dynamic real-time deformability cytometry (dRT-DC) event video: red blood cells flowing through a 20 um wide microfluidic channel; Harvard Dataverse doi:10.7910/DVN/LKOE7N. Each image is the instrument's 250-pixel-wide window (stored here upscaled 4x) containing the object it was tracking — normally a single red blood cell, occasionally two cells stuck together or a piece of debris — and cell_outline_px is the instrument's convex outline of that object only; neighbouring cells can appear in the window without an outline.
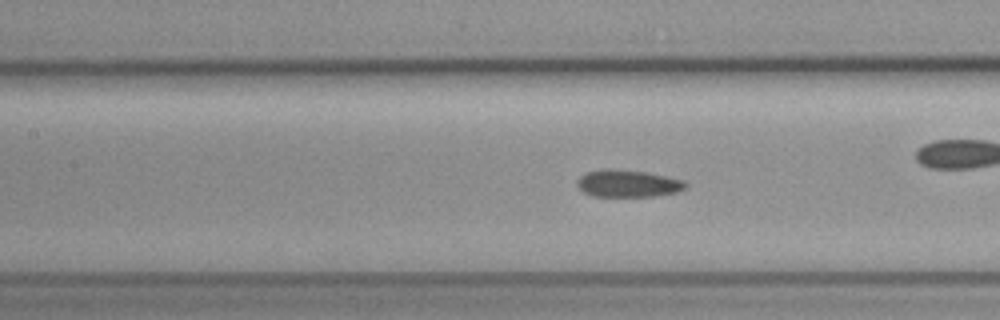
{"species": "common noctule bat (a hibernating species)", "species_latin": "Nyctalus noctula", "temperature_condition": "cold", "stored_images_in_passage": 57, "camera_frame_rate_fps": 3000, "um_per_image_px": 0.085, "animal": {"sex": "female", "body_mass_g": 19.3, "forearm_length_mm": 54.1}, "frame": {"image": 1, "passage_image": 25, "time_ms": 8.0, "image_size_px": [1000, 320], "cell_outline_px": [[688, 188], [676, 192], [652, 196], [592, 196], [584, 192], [576, 184], [576, 180], [584, 172], [604, 168], [612, 168], [648, 172], [668, 176], [684, 180], [688, 184]], "centroid_in_image_um": [53.37, 15.57], "position_along_channel_um": 154.0, "area_um2": 17.51}}
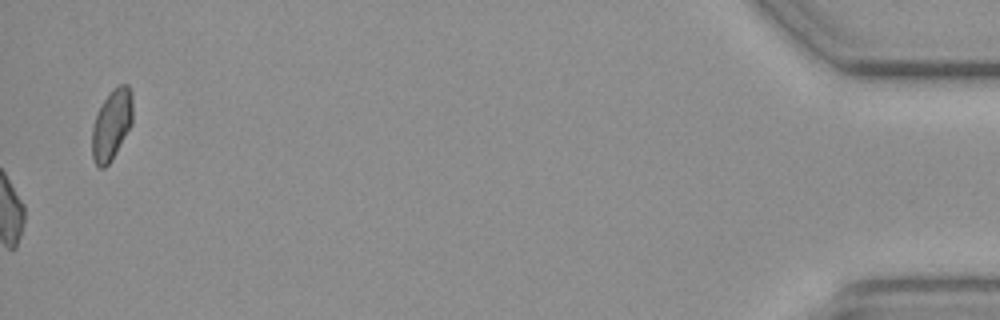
{"frame": {"image": 2, "passage_image": 57, "time_ms": 18.667, "image_size_px": [1000, 320], "cell_outline_px": [[132, 124], [112, 160], [104, 168], [100, 168], [92, 160], [92, 128], [96, 112], [112, 88], [120, 84], [128, 84], [132, 92]], "centroid_in_image_um": [9.49, 10.58], "position_along_channel_um": 425.7, "area_um2": 16.94}}